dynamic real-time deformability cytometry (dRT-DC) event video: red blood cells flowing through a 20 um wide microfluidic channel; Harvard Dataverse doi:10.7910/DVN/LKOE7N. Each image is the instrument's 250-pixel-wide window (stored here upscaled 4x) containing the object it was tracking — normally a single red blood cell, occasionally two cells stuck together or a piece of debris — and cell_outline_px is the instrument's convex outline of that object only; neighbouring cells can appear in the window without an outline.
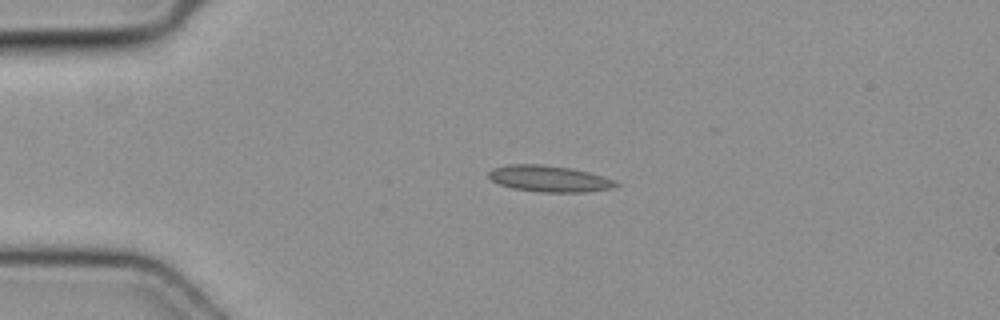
{"species": "common noctule bat (a hibernating species)", "species_latin": "Nyctalus noctula", "temperature_condition": "cold", "stored_images_in_passage": 38, "camera_frame_rate_fps": 3000, "um_per_image_px": 0.085, "animal": {"sex": "female", "body_mass_g": 19.3, "forearm_length_mm": 54.1}, "frame": {"image": 1, "passage_image": 1, "time_ms": 0.0, "image_size_px": [1000, 320], "cell_outline_px": [[620, 184], [612, 188], [584, 192], [540, 192], [512, 188], [500, 184], [492, 180], [488, 176], [488, 172], [492, 168], [512, 164], [540, 164], [572, 168], [604, 176]], "centroid_in_image_um": [46.67, 15.18], "position_along_channel_um": 38.3, "area_um2": 19.42}}
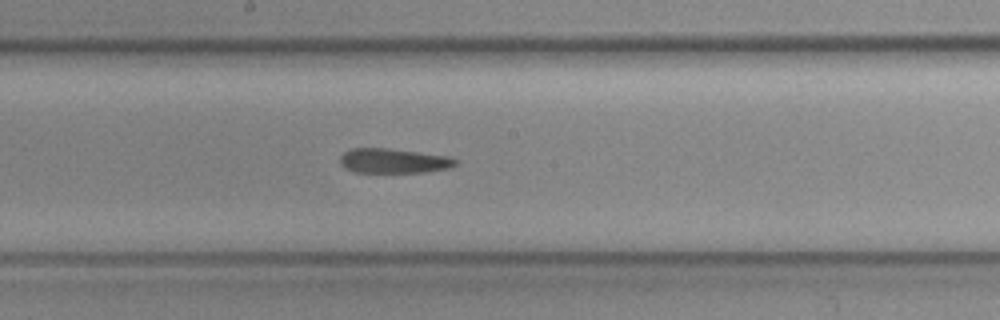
{"frame": {"image": 2, "passage_image": 16, "time_ms": 5.0, "image_size_px": [1000, 320], "cell_outline_px": [[460, 160], [452, 168], [428, 172], [356, 172], [344, 168], [340, 164], [340, 156], [344, 152], [352, 148], [384, 148], [448, 156]], "centroid_in_image_um": [33.48, 13.68], "position_along_channel_um": 214.7, "area_um2": 16.65}}
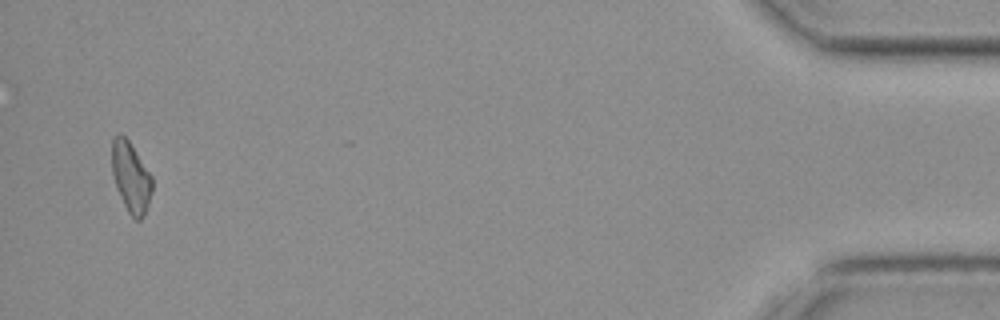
{"frame": {"image": 3, "passage_image": 37, "time_ms": 12.0, "image_size_px": [1000, 320], "cell_outline_px": [[152, 192], [144, 216], [140, 220], [136, 220], [128, 212], [116, 188], [112, 172], [112, 140], [120, 132], [128, 140], [152, 176]], "centroid_in_image_um": [11.12, 15.07], "position_along_channel_um": 424.1, "area_um2": 16.36}}